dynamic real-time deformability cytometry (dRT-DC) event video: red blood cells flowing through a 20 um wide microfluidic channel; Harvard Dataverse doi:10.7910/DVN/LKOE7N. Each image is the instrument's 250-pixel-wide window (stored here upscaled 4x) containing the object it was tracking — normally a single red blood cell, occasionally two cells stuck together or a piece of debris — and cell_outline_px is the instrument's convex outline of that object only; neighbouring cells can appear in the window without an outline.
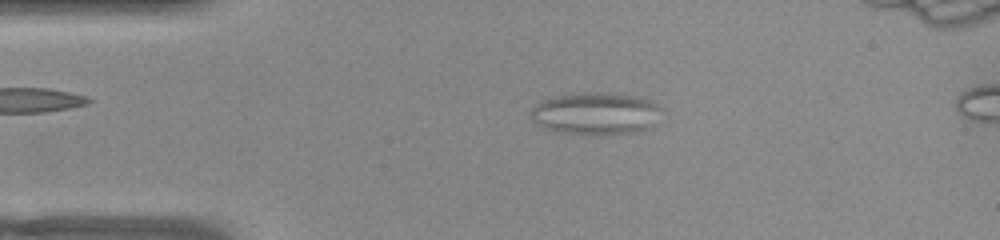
{"species": "common noctule bat (a hibernating species)", "species_latin": "Nyctalus noctula", "temperature_condition": "warm", "stored_images_in_passage": 51, "camera_frame_rate_fps": 3000, "um_per_image_px": 0.085, "animal": {"sex": "female", "body_mass_g": 22.0, "forearm_length_mm": 56.7}, "frame": {"image": 1, "passage_image": 9, "time_ms": 2.667, "image_size_px": [1000, 240], "cell_outline_px": [[664, 108], [652, 124], [648, 128], [632, 132], [560, 132], [544, 128], [536, 124], [532, 120], [532, 108], [536, 104], [544, 100], [560, 96], [596, 92], [608, 92], [632, 96], [648, 100]], "centroid_in_image_um": [50.64, 9.62], "position_along_channel_um": 34.4, "area_um2": 30.87}}
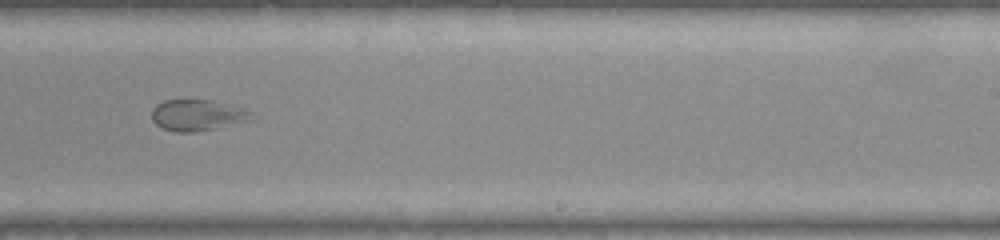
{"frame": {"image": 2, "passage_image": 30, "time_ms": 9.667, "image_size_px": [1000, 240], "cell_outline_px": [[248, 120], [196, 132], [176, 132], [160, 128], [152, 120], [152, 108], [156, 104], [164, 100], [208, 100], [240, 108], [248, 112]], "centroid_in_image_um": [16.61, 9.8], "position_along_channel_um": 272.4, "area_um2": 17.46}}
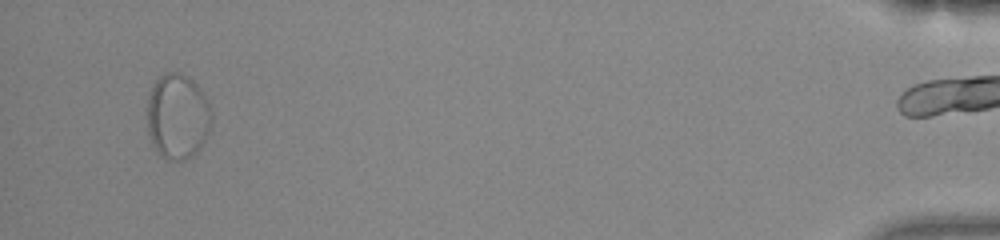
{"frame": {"image": 3, "passage_image": 48, "time_ms": 15.667, "image_size_px": [1000, 240], "cell_outline_px": [[212, 120], [208, 132], [200, 148], [192, 156], [184, 160], [168, 160], [160, 156], [156, 152], [148, 136], [148, 96], [156, 80], [164, 72], [180, 72], [192, 80], [200, 88], [212, 112]], "centroid_in_image_um": [15.08, 9.91], "position_along_channel_um": 420.1, "area_um2": 32.14}}